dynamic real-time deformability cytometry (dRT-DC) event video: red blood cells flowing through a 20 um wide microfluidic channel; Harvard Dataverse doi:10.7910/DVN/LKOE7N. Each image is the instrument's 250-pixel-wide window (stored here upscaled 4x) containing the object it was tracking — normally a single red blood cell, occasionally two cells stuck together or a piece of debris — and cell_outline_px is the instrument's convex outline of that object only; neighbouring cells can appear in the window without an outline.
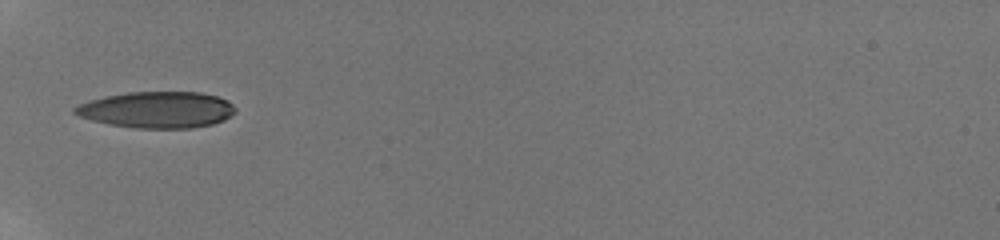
{"species": "human", "species_latin": "Homo sapiens", "temperature_condition": "room temperature", "stored_images_in_passage": 12, "camera_frame_rate_fps": 3000, "um_per_image_px": 0.085, "donor": {"sex": "male"}, "frame": {"image": 1, "passage_image": 1, "time_ms": 0.0, "image_size_px": [1000, 240], "cell_outline_px": [[236, 112], [224, 120], [212, 124], [192, 128], [136, 128], [108, 124], [92, 120], [80, 116], [72, 112], [72, 108], [88, 100], [104, 96], [128, 92], [204, 92], [228, 100], [236, 108]], "centroid_in_image_um": [13.35, 9.32], "position_along_channel_um": 71.6, "area_um2": 34.22}}
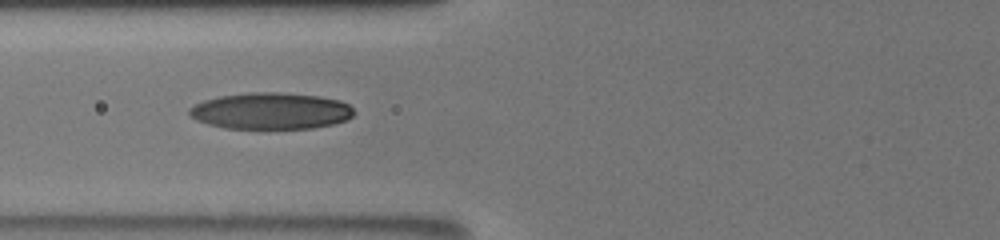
{"frame": {"image": 2, "passage_image": 4, "time_ms": 1.0, "image_size_px": [1000, 240], "cell_outline_px": [[356, 112], [352, 116], [344, 120], [332, 124], [312, 128], [224, 128], [208, 124], [196, 120], [188, 116], [188, 108], [204, 100], [220, 96], [248, 92], [280, 92], [320, 96], [340, 100], [348, 104]], "centroid_in_image_um": [22.99, 9.42], "position_along_channel_um": 102.8, "area_um2": 35.14}}